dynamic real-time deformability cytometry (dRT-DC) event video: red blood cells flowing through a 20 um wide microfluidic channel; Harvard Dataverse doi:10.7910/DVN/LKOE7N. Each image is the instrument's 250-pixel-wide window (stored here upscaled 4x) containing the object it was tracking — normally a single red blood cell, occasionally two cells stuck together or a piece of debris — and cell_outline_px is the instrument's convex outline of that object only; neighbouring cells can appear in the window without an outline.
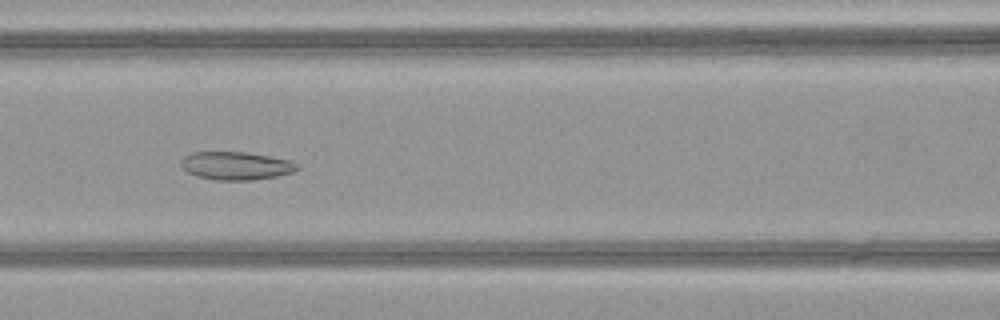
{"species": "common noctule bat (a hibernating species)", "species_latin": "Nyctalus noctula", "temperature_condition": "warm", "stored_images_in_passage": 52, "segment_of_instrument_passage": [1, 2], "camera_frame_rate_fps": 3000, "um_per_image_px": 0.085, "animal": {"sex": "female", "body_mass_g": 21.9}, "frame": {"image": 1, "passage_image": 23, "time_ms": 7.333, "image_size_px": [1000, 320], "cell_outline_px": [[300, 168], [292, 172], [276, 176], [252, 180], [212, 180], [196, 176], [188, 172], [180, 164], [180, 160], [184, 156], [192, 152], [244, 152], [268, 156], [288, 160], [300, 164]], "centroid_in_image_um": [20.04, 14.09], "position_along_channel_um": 146.6, "area_um2": 19.02}}
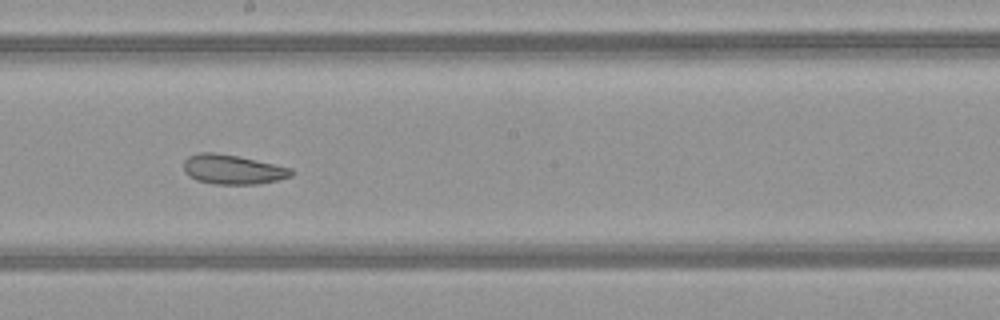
{"frame": {"image": 2, "passage_image": 29, "time_ms": 9.333, "image_size_px": [1000, 320], "cell_outline_px": [[296, 172], [292, 176], [260, 184], [212, 184], [196, 180], [188, 176], [184, 172], [184, 160], [188, 156], [200, 152], [216, 152], [236, 156], [292, 168]], "centroid_in_image_um": [19.76, 14.41], "position_along_channel_um": 228.4, "area_um2": 18.61}}
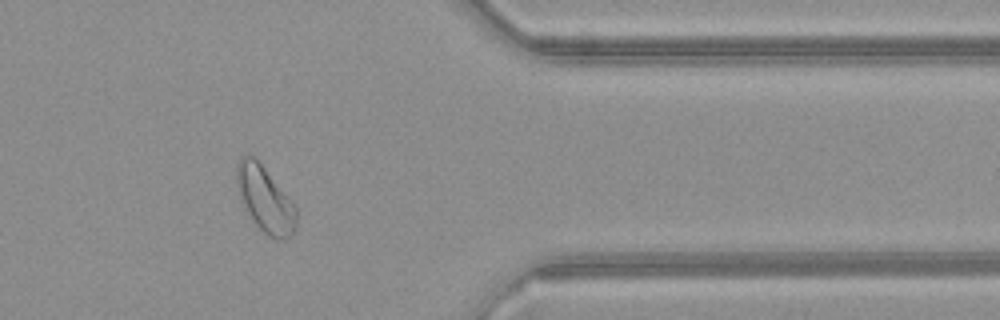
{"frame": {"image": 3, "passage_image": 42, "time_ms": 13.667, "image_size_px": [1000, 320], "cell_outline_px": [[296, 228], [284, 240], [276, 240], [268, 236], [252, 220], [244, 208], [240, 200], [236, 184], [236, 164], [240, 156], [244, 152], [256, 156], [296, 208]], "centroid_in_image_um": [22.47, 16.88], "position_along_channel_um": 388.9, "area_um2": 23.06}}